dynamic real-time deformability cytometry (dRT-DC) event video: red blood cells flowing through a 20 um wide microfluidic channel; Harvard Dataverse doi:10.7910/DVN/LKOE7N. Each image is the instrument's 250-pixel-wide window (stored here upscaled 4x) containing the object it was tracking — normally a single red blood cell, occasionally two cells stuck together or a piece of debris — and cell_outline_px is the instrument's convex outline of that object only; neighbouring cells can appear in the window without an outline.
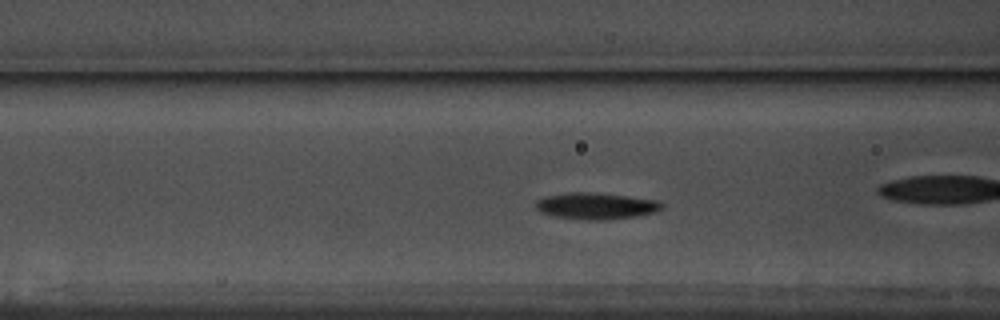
{"species": "common noctule bat (a hibernating species)", "species_latin": "Nyctalus noctula", "temperature_condition": "warm", "stored_images_in_passage": 52, "camera_frame_rate_fps": 3000, "um_per_image_px": 0.085, "animal": {"sex": "male", "body_mass_g": 17.5, "forearm_length_mm": 52.3}, "frame": {"image": 1, "passage_image": 16, "time_ms": 5.0, "image_size_px": [1000, 320], "cell_outline_px": [[664, 208], [656, 212], [636, 216], [604, 220], [588, 220], [552, 216], [540, 212], [536, 208], [536, 200], [544, 196], [568, 192], [592, 192], [628, 196], [656, 200], [664, 204]], "centroid_in_image_um": [50.65, 17.5], "position_along_channel_um": 115.9, "area_um2": 19.65}, "authors_computed_cell_mechanics": {"area_um2": 17.9758, "velocity_mm_per_s": 3.5127, "shape_relaxation_time_tau1_ms": 2.2446, "shape_relaxation_time_tau2_ms": null, "deformation_change_tau1": 0.1136, "deformation_change_tau2": null}}